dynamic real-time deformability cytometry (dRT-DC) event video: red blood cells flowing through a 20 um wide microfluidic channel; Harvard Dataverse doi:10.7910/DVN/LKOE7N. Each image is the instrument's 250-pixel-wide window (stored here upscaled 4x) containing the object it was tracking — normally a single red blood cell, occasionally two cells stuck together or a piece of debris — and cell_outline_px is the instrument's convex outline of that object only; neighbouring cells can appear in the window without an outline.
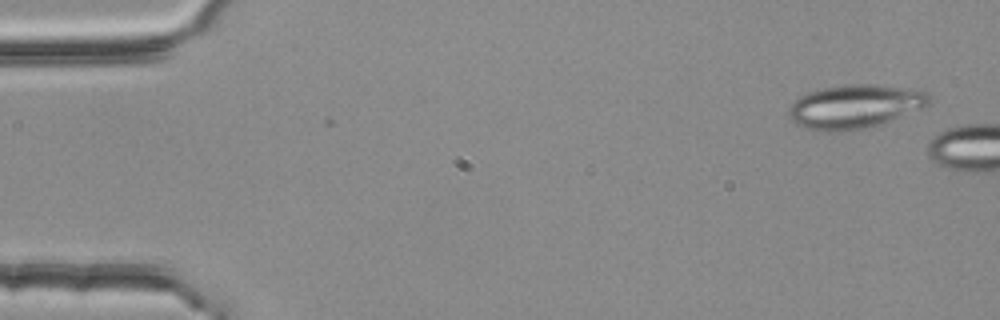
{"species": "common noctule bat (a hibernating species)", "species_latin": "Nyctalus noctula", "temperature_condition": "room temperature", "stored_images_in_passage": 2, "camera_frame_rate_fps": 3000, "um_per_image_px": 0.085, "animal": {"sex": "female", "body_mass_g": 25.1}, "frame": {"image": 1, "passage_image": 1, "time_ms": 0.0, "image_size_px": [1000, 320], "cell_outline_px": [[932, 100], [928, 104], [920, 108], [880, 124], [864, 128], [836, 132], [820, 132], [804, 128], [796, 124], [788, 116], [788, 104], [792, 100], [808, 92], [824, 88], [852, 84], [872, 84], [908, 88], [928, 92]], "centroid_in_image_um": [72.59, 9.06], "position_along_channel_um": 12.4, "area_um2": 35.84}}